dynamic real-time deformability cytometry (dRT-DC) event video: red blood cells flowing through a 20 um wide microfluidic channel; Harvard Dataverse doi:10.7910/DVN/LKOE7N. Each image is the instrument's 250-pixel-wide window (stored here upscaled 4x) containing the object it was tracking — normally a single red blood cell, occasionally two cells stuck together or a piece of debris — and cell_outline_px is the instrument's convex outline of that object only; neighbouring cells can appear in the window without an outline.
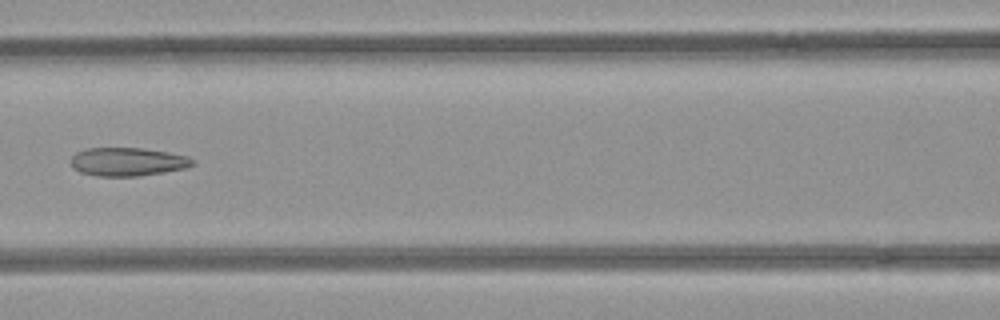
{"species": "common noctule bat (a hibernating species)", "species_latin": "Nyctalus noctula", "temperature_condition": "room temperature", "stored_images_in_passage": 7, "camera_frame_rate_fps": 3000, "um_per_image_px": 0.085, "animal": {"sex": "female", "body_mass_g": 21.9}, "frame": {"image": 1, "passage_image": 7, "time_ms": 2.0, "image_size_px": [1000, 320], "cell_outline_px": [[196, 164], [184, 168], [164, 172], [140, 176], [96, 176], [80, 172], [72, 168], [72, 156], [76, 152], [88, 148], [140, 148], [168, 152], [188, 156], [196, 160]], "centroid_in_image_um": [10.87, 13.75], "position_along_channel_um": 155.7, "area_um2": 20.23}}